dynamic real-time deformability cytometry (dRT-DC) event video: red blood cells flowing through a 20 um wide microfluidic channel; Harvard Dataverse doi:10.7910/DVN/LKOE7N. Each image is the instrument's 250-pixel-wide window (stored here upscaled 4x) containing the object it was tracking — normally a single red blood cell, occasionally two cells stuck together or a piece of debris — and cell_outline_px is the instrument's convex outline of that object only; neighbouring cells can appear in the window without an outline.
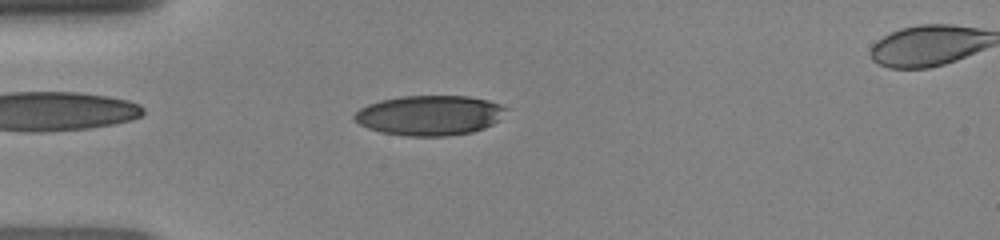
{"species": "human", "species_latin": "Homo sapiens", "temperature_condition": "room temperature", "stored_images_in_passage": 40, "camera_frame_rate_fps": 3000, "um_per_image_px": 0.085, "donor": {"sex": "female"}, "frame": {"image": 1, "passage_image": 5, "time_ms": 1.333, "image_size_px": [1000, 240], "cell_outline_px": [[508, 108], [500, 120], [484, 128], [472, 132], [448, 136], [404, 136], [380, 132], [368, 128], [360, 124], [352, 116], [360, 108], [368, 104], [380, 100], [400, 96], [468, 96], [488, 100], [500, 104]], "centroid_in_image_um": [36.53, 9.8], "position_along_channel_um": 48.5, "area_um2": 35.49}}
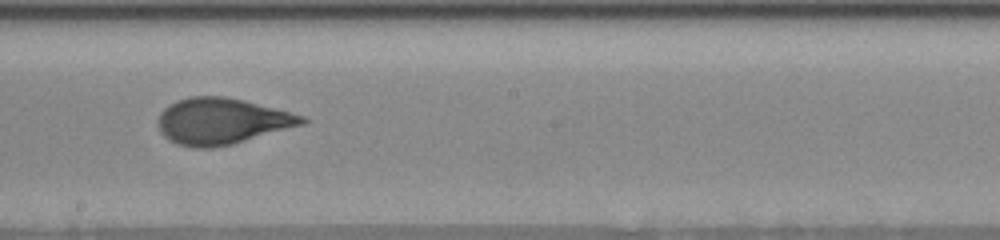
{"frame": {"image": 2, "passage_image": 19, "time_ms": 6.0, "image_size_px": [1000, 240], "cell_outline_px": [[308, 120], [304, 124], [232, 144], [212, 148], [196, 148], [176, 144], [168, 140], [160, 132], [156, 120], [160, 112], [164, 108], [180, 100], [192, 96], [224, 96], [244, 100], [304, 116]], "centroid_in_image_um": [18.81, 10.31], "position_along_channel_um": 229.4, "area_um2": 38.61}}
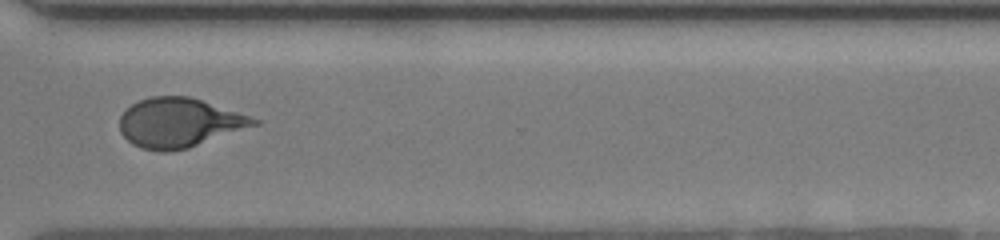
{"frame": {"image": 3, "passage_image": 28, "time_ms": 9.0, "image_size_px": [1000, 240], "cell_outline_px": [[260, 124], [188, 148], [168, 152], [160, 152], [140, 148], [132, 144], [120, 132], [120, 116], [132, 104], [140, 100], [152, 96], [188, 96], [260, 120]], "centroid_in_image_um": [15.2, 10.45], "position_along_channel_um": 355.4, "area_um2": 38.21}}